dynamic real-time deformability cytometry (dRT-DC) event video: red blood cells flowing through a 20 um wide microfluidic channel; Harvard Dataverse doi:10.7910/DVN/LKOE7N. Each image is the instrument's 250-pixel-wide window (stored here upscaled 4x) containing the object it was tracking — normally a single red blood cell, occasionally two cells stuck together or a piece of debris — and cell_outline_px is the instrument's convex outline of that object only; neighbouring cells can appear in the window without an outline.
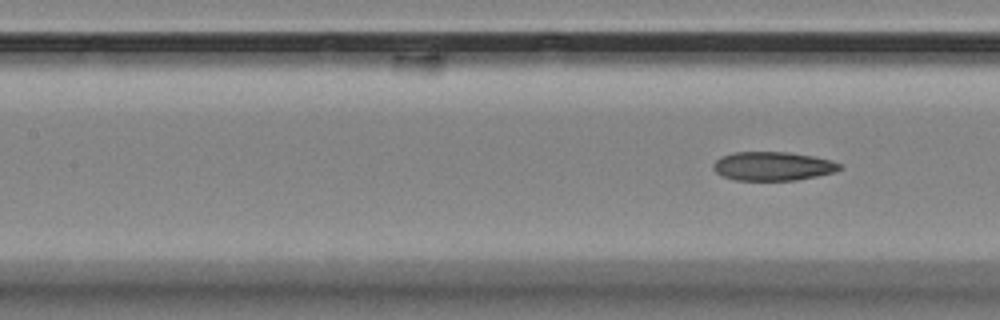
{"species": "Egyptian fruit bat (a non-hibernating species)", "species_latin": "Rousettus aegyptiacus", "temperature_condition": "room temperature", "stored_images_in_passage": 9, "camera_frame_rate_fps": 3000, "um_per_image_px": 0.085, "animal": {"sex": "female"}, "frame": {"image": 1, "passage_image": 9, "time_ms": 9.667, "image_size_px": [1000, 320], "cell_outline_px": [[840, 168], [836, 172], [796, 180], [736, 180], [724, 176], [716, 172], [712, 168], [712, 164], [720, 156], [732, 152], [788, 152], [812, 156], [832, 160], [840, 164]], "centroid_in_image_um": [65.66, 14.12], "position_along_channel_um": 141.7, "area_um2": 21.21}}